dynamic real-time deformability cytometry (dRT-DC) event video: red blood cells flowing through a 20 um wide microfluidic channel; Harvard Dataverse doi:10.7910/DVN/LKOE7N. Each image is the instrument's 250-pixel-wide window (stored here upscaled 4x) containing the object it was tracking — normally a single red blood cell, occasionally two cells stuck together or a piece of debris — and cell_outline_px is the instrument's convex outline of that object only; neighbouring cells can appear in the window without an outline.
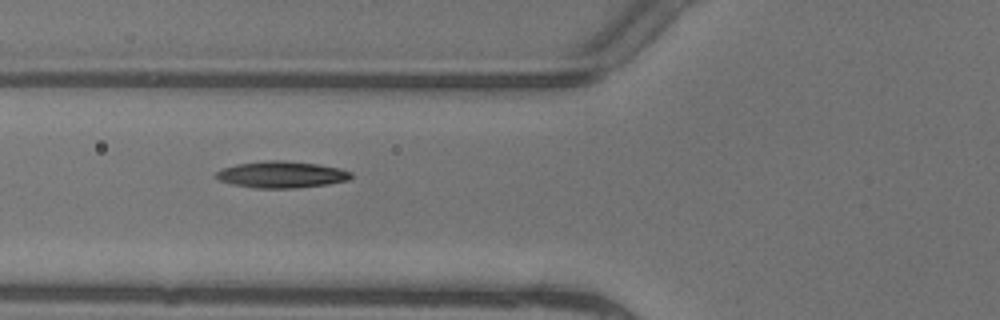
{"species": "common noctule bat (a hibernating species)", "species_latin": "Nyctalus noctula", "temperature_condition": "warm", "stored_images_in_passage": 4, "camera_frame_rate_fps": 3000, "um_per_image_px": 0.085, "animal": {"sex": "female"}, "frame": {"image": 1, "passage_image": 3, "time_ms": 0.667, "image_size_px": [1000, 320], "cell_outline_px": [[352, 176], [348, 180], [328, 184], [296, 188], [256, 188], [232, 184], [220, 180], [216, 176], [216, 172], [220, 168], [236, 164], [268, 160], [284, 160], [320, 164], [340, 168], [352, 172]], "centroid_in_image_um": [23.94, 14.83], "position_along_channel_um": 101.9, "area_um2": 21.04}}
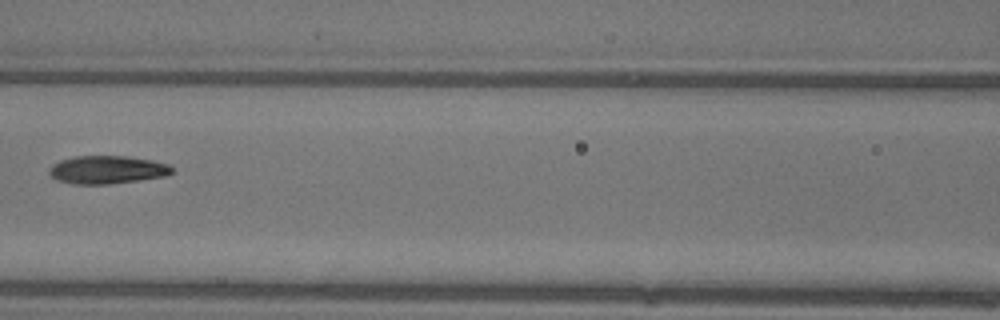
{"frame": {"image": 2, "passage_image": 4, "time_ms": 1.0, "image_size_px": [1000, 320], "cell_outline_px": [[172, 172], [164, 176], [108, 184], [72, 184], [56, 180], [48, 172], [48, 168], [52, 164], [60, 160], [76, 156], [128, 156], [152, 160], [168, 164], [172, 168]], "centroid_in_image_um": [9.05, 14.42], "position_along_channel_um": 157.5, "area_um2": 20.0}}